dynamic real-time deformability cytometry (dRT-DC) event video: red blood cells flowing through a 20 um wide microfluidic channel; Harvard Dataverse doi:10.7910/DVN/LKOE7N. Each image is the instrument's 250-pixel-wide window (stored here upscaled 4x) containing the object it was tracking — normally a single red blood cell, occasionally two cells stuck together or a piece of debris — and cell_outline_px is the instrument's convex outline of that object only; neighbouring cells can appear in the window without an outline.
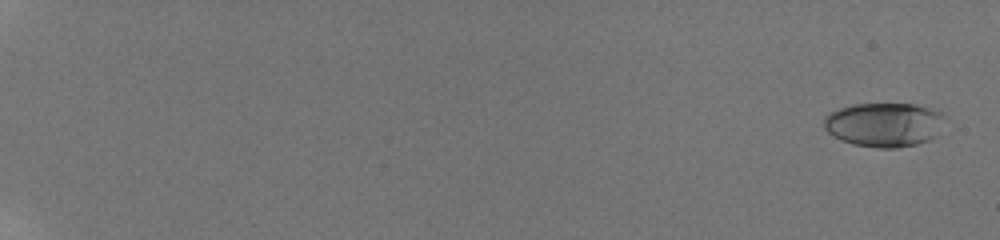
{"species": "human", "species_latin": "Homo sapiens", "temperature_condition": "room temperature", "stored_images_in_passage": 59, "camera_frame_rate_fps": 3000, "um_per_image_px": 0.085, "donor": {"sex": "male"}, "frame": {"image": 1, "passage_image": 3, "time_ms": 0.667, "image_size_px": [1000, 240], "cell_outline_px": [[940, 116], [936, 136], [928, 140], [916, 144], [896, 148], [876, 148], [852, 144], [840, 140], [832, 136], [824, 128], [824, 116], [828, 112], [840, 108], [856, 104], [912, 104], [936, 108], [940, 112]], "centroid_in_image_um": [75.06, 10.6], "position_along_channel_um": 9.9, "area_um2": 30.92}}
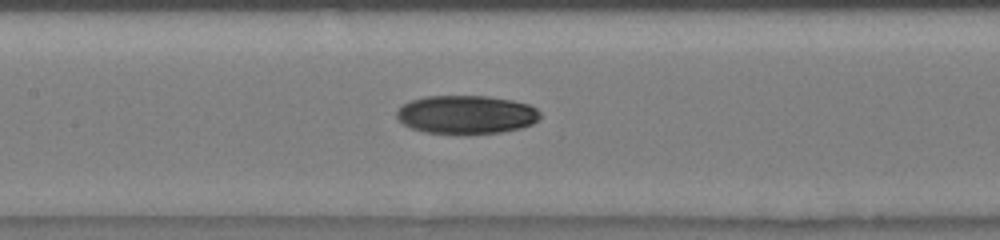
{"frame": {"image": 2, "passage_image": 34, "time_ms": 11.0, "image_size_px": [1000, 240], "cell_outline_px": [[540, 116], [532, 124], [520, 128], [500, 132], [464, 136], [424, 132], [412, 128], [404, 124], [396, 116], [396, 112], [404, 104], [412, 100], [424, 96], [488, 96], [512, 100], [528, 104], [536, 108], [540, 112]], "centroid_in_image_um": [39.63, 9.76], "position_along_channel_um": 167.8, "area_um2": 32.6}}
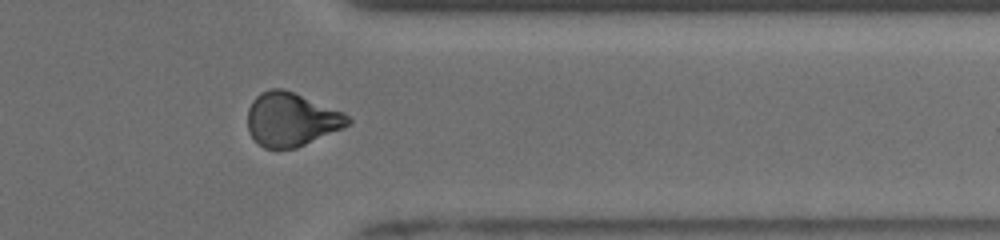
{"frame": {"image": 3, "passage_image": 51, "time_ms": 16.667, "image_size_px": [1000, 240], "cell_outline_px": [[352, 120], [344, 128], [296, 148], [264, 148], [248, 132], [248, 108], [252, 100], [260, 92], [272, 88], [284, 88], [344, 112]], "centroid_in_image_um": [24.76, 10.13], "position_along_channel_um": 386.6, "area_um2": 31.39}, "authors_computed_cell_mechanics": {"area_um2": 31.0386, "velocity_mm_per_s": 3.8876, "shape_relaxation_time_tau1_ms": 8.0199, "shape_relaxation_time_tau2_ms": 7.7967, "deformation_change_tau1": 0.2127, "deformation_change_tau2": 0.1146}}